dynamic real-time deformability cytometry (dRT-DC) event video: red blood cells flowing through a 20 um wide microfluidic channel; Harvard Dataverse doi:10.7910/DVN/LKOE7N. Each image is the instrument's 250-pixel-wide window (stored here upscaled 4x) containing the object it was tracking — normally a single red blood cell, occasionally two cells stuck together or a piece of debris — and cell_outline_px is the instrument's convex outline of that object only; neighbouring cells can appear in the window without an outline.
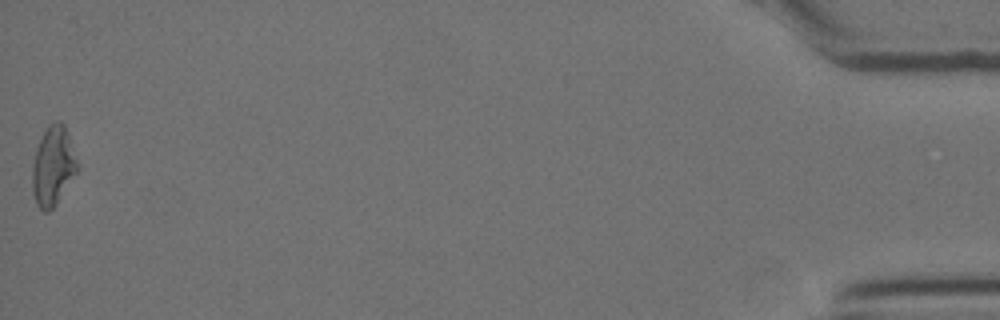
{"species": "Egyptian fruit bat (a non-hibernating species)", "species_latin": "Rousettus aegyptiacus", "temperature_condition": "cold", "stored_images_in_passage": 14, "camera_frame_rate_fps": 3000, "um_per_image_px": 0.085, "animal": {"sex": "female"}, "frame": {"image": 1, "passage_image": 14, "time_ms": 4.333, "image_size_px": [1000, 320], "cell_outline_px": [[80, 168], [56, 204], [48, 212], [44, 212], [36, 204], [32, 192], [32, 164], [36, 148], [48, 124], [56, 120], [60, 120], [64, 124]], "centroid_in_image_um": [4.5, 14.12], "position_along_channel_um": 430.7, "area_um2": 20.92}}